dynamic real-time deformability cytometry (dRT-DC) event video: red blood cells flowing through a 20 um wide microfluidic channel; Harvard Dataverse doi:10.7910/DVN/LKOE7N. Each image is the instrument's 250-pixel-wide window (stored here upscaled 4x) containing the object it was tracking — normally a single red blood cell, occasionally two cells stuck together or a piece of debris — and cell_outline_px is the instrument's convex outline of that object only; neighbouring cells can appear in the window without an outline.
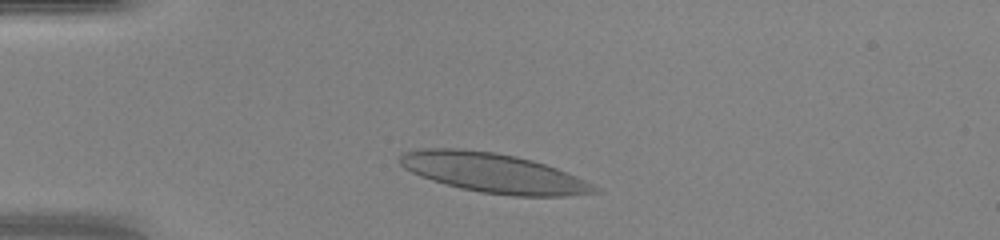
{"species": "human", "species_latin": "Homo sapiens", "temperature_condition": "warm", "stored_images_in_passage": 41, "camera_frame_rate_fps": 3000, "um_per_image_px": 0.085, "donor": {"sex": "female"}, "frame": {"image": 1, "passage_image": 5, "time_ms": 1.333, "image_size_px": [1000, 240], "cell_outline_px": [[604, 192], [568, 196], [512, 196], [480, 192], [460, 188], [432, 180], [420, 176], [404, 168], [400, 164], [400, 152], [420, 148], [460, 148], [496, 152], [516, 156], [532, 160], [556, 168], [576, 176], [600, 188]], "centroid_in_image_um": [41.94, 14.69], "position_along_channel_um": 43.1, "area_um2": 45.08}}
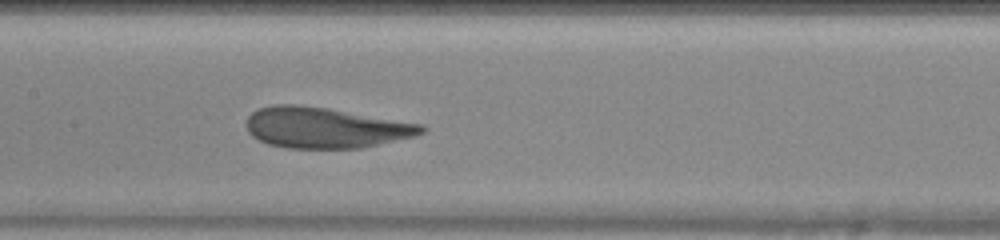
{"frame": {"image": 2, "passage_image": 17, "time_ms": 5.333, "image_size_px": [1000, 240], "cell_outline_px": [[428, 128], [424, 132], [416, 136], [360, 148], [288, 148], [268, 144], [252, 136], [248, 132], [248, 116], [252, 112], [260, 108], [276, 104], [296, 104], [328, 108], [420, 124]], "centroid_in_image_um": [27.64, 10.85], "position_along_channel_um": 179.8, "area_um2": 41.27}}
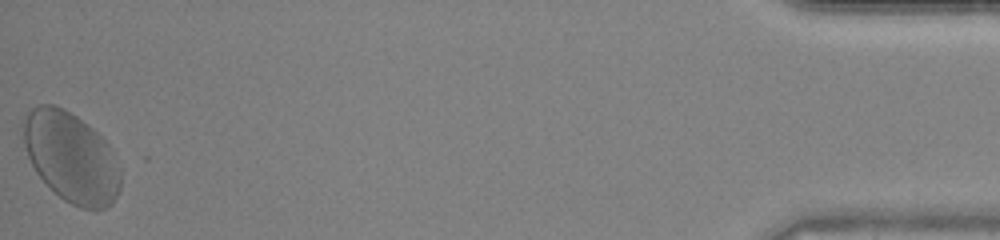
{"frame": {"image": 3, "passage_image": 41, "time_ms": 13.333, "image_size_px": [1000, 240], "cell_outline_px": [[120, 188], [112, 204], [104, 208], [92, 212], [80, 208], [64, 200], [36, 172], [28, 156], [24, 144], [24, 120], [28, 112], [32, 108], [40, 104], [52, 104], [64, 108], [88, 124], [108, 144], [120, 168]], "centroid_in_image_um": [6.07, 13.38], "position_along_channel_um": 429.1, "area_um2": 50.81}, "authors_computed_cell_mechanics": {"area_um2": 43.2344, "velocity_mm_per_s": 4.2258, "shape_relaxation_time_tau1_ms": 3.0183, "shape_relaxation_time_tau2_ms": 1.0541, "deformation_change_tau1": 0.1245, "deformation_change_tau2": 0.0719}}